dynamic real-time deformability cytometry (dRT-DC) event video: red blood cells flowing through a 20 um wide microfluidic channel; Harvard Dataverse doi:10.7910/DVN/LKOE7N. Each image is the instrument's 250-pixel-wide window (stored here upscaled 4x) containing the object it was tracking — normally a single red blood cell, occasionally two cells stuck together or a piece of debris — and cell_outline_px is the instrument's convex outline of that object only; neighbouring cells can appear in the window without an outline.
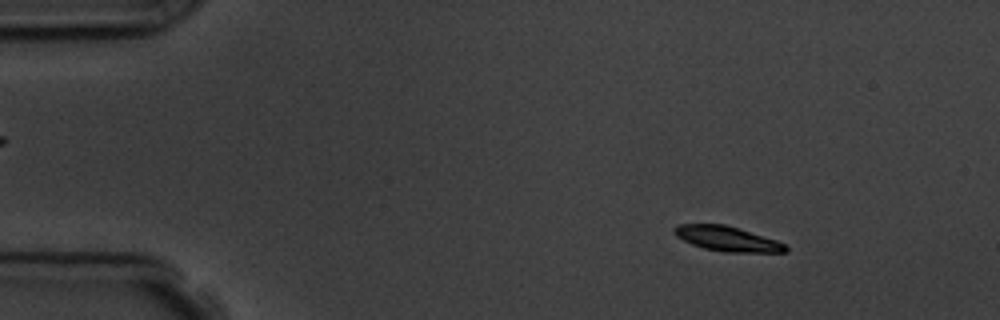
{"species": "common noctule bat (a hibernating species)", "species_latin": "Nyctalus noctula", "temperature_condition": "room temperature", "stored_images_in_passage": 8, "camera_frame_rate_fps": 3000, "um_per_image_px": 0.085, "animal": {"sex": "male", "body_mass_g": 19.5, "forearm_length_mm": 54.6}, "frame": {"image": 1, "passage_image": 2, "time_ms": 1.333, "image_size_px": [1000, 320], "cell_outline_px": [[788, 252], [724, 252], [704, 248], [692, 244], [676, 236], [672, 232], [672, 228], [676, 224], [724, 224], [776, 240], [784, 244], [788, 248]], "centroid_in_image_um": [61.76, 20.29], "position_along_channel_um": 23.2, "area_um2": 16.01}}
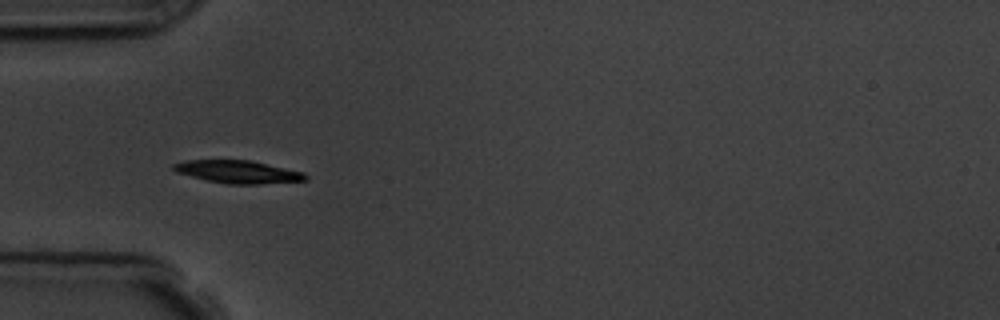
{"frame": {"image": 2, "passage_image": 5, "time_ms": 4.667, "image_size_px": [1000, 320], "cell_outline_px": [[308, 180], [260, 184], [228, 184], [208, 180], [176, 172], [172, 168], [172, 164], [184, 160], [248, 160], [304, 172], [308, 176]], "centroid_in_image_um": [20.23, 14.6], "position_along_channel_um": 64.8, "area_um2": 17.34}}